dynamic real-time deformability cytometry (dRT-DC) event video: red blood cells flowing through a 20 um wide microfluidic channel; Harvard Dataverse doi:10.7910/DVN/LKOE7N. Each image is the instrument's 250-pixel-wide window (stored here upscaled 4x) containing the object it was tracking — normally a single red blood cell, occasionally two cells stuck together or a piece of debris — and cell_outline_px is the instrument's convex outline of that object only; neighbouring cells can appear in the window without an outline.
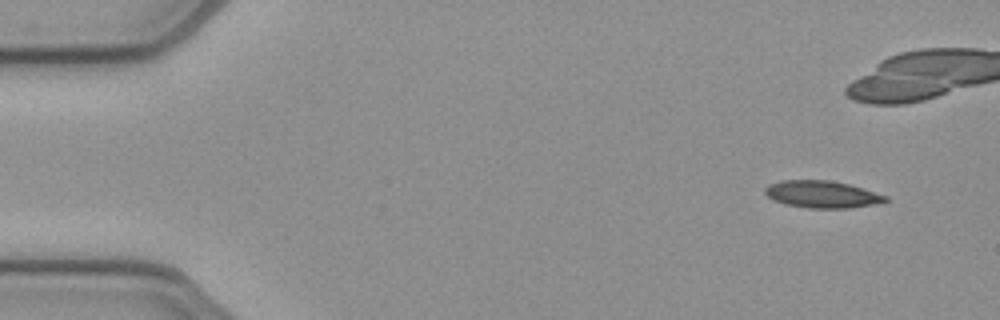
{"species": "common noctule bat (a hibernating species)", "species_latin": "Nyctalus noctula", "temperature_condition": "cold", "stored_images_in_passage": 42, "camera_frame_rate_fps": 3000, "um_per_image_px": 0.085, "animal": {"sex": "female", "body_mass_g": 21.9}, "frame": {"image": 1, "passage_image": 1, "time_ms": 0.0, "image_size_px": [1000, 320], "cell_outline_px": [[888, 200], [872, 204], [848, 208], [808, 208], [784, 204], [772, 200], [764, 192], [764, 188], [768, 184], [780, 180], [832, 180], [848, 184], [888, 196]], "centroid_in_image_um": [69.81, 16.51], "position_along_channel_um": 15.2, "area_um2": 19.02}}
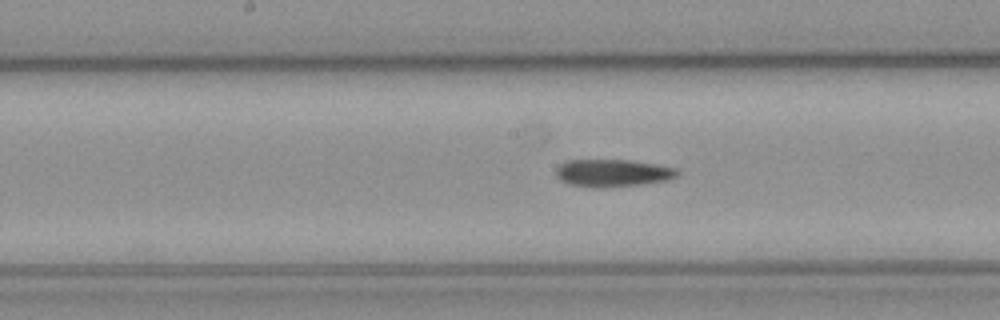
{"frame": {"image": 2, "passage_image": 23, "time_ms": 7.333, "image_size_px": [1000, 320], "cell_outline_px": [[680, 172], [676, 176], [664, 180], [640, 184], [604, 188], [592, 188], [568, 184], [560, 180], [556, 176], [556, 168], [560, 164], [568, 160], [628, 160], [656, 164], [676, 168]], "centroid_in_image_um": [52.02, 14.71], "position_along_channel_um": 196.2, "area_um2": 19.42}}
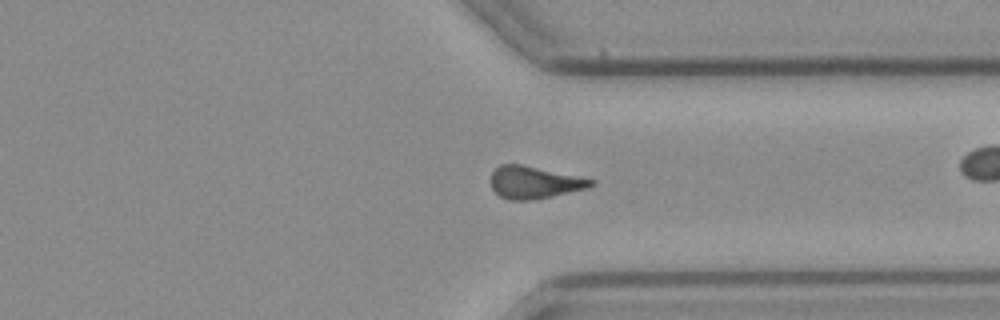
{"frame": {"image": 3, "passage_image": 36, "time_ms": 11.667, "image_size_px": [1000, 320], "cell_outline_px": [[596, 184], [588, 188], [552, 196], [532, 200], [508, 200], [500, 196], [492, 188], [492, 172], [500, 164], [520, 164], [596, 180]], "centroid_in_image_um": [45.43, 15.51], "position_along_channel_um": 366.0, "area_um2": 18.67}}